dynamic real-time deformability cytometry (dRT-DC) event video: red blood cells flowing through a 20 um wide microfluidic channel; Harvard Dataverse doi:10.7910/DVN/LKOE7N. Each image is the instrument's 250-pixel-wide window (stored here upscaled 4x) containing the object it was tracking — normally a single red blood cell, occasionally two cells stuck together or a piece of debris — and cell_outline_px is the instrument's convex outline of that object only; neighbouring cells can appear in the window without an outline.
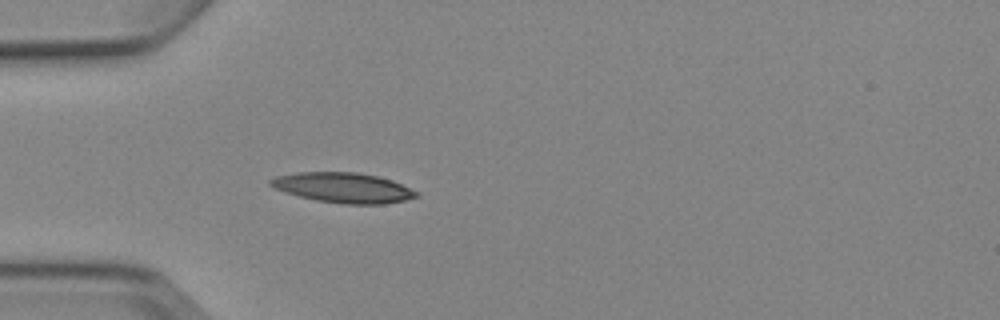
{"species": "Egyptian fruit bat (a non-hibernating species)", "species_latin": "Rousettus aegyptiacus", "temperature_condition": "cold", "stored_images_in_passage": 3, "camera_frame_rate_fps": 3000, "um_per_image_px": 0.085, "animal": {"sex": "female"}, "frame": {"image": 1, "passage_image": 3, "time_ms": 2.333, "image_size_px": [1000, 320], "cell_outline_px": [[420, 196], [404, 200], [384, 204], [344, 204], [316, 200], [300, 196], [276, 188], [268, 184], [268, 180], [276, 176], [296, 172], [356, 172], [376, 176], [392, 180], [420, 192]], "centroid_in_image_um": [29.21, 15.95], "position_along_channel_um": 55.8, "area_um2": 25.49}}